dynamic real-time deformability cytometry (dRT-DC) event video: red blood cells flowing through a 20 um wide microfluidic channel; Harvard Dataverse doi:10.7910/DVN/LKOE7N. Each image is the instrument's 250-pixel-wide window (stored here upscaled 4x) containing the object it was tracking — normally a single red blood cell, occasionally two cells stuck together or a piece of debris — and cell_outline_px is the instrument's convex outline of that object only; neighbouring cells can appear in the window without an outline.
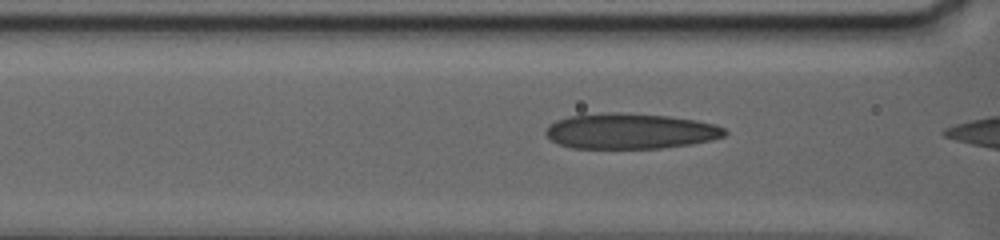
{"species": "human", "species_latin": "Homo sapiens", "temperature_condition": "warm", "stored_images_in_passage": 15, "camera_frame_rate_fps": 3000, "um_per_image_px": 0.085, "donor": {"sex": "female"}, "frame": {"image": 1, "passage_image": 11, "time_ms": 1.667, "image_size_px": [1000, 240], "cell_outline_px": [[728, 132], [724, 136], [712, 140], [692, 144], [660, 148], [572, 148], [556, 144], [544, 132], [548, 124], [556, 120], [568, 116], [604, 112], [620, 112], [668, 116], [696, 120], [716, 124], [724, 128]], "centroid_in_image_um": [53.56, 11.14], "position_along_channel_um": 113.0, "area_um2": 37.4}}